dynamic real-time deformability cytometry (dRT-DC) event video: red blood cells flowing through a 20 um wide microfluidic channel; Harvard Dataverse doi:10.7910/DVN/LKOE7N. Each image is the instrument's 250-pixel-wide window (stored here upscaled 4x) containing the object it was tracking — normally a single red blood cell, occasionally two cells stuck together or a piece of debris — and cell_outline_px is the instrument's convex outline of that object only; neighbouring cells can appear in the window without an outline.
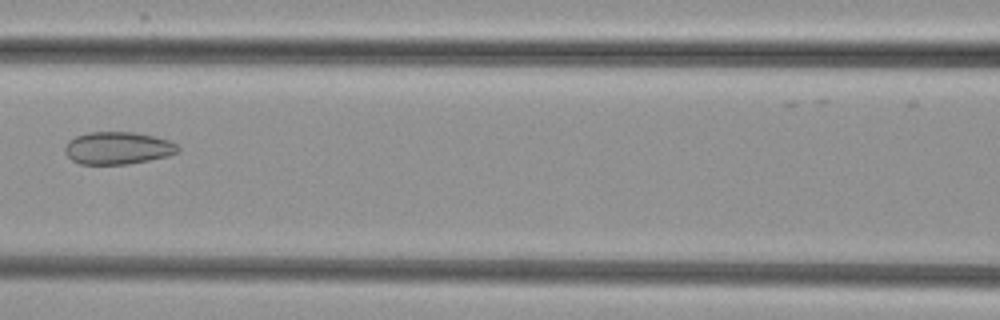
{"species": "common noctule bat (a hibernating species)", "species_latin": "Nyctalus noctula", "temperature_condition": "cold", "stored_images_in_passage": 6, "camera_frame_rate_fps": 3000, "um_per_image_px": 0.085, "animal": {"sex": "female", "body_mass_g": 29.2, "forearm_length_mm": 56.3}, "frame": {"image": 1, "passage_image": 6, "time_ms": 6.0, "image_size_px": [1000, 320], "cell_outline_px": [[180, 152], [168, 156], [128, 164], [80, 164], [72, 160], [64, 152], [64, 144], [68, 140], [76, 136], [88, 132], [132, 132], [156, 136], [168, 140], [176, 144], [180, 148]], "centroid_in_image_um": [10.0, 12.58], "position_along_channel_um": 156.6, "area_um2": 21.56}}